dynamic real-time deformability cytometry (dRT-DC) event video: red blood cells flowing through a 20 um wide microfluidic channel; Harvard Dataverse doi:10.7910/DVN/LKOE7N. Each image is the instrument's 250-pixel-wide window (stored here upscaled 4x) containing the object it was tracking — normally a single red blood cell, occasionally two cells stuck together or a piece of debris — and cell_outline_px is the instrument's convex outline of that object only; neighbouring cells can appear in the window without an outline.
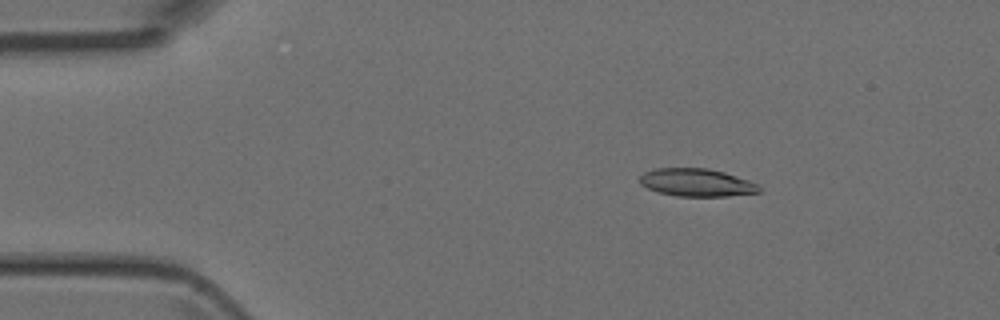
{"species": "Egyptian fruit bat (a non-hibernating species)", "species_latin": "Rousettus aegyptiacus", "temperature_condition": "room temperature", "stored_images_in_passage": 5, "camera_frame_rate_fps": 3000, "um_per_image_px": 0.085, "animal": {"sex": "female"}, "frame": {"image": 1, "passage_image": 3, "time_ms": 2.333, "image_size_px": [1000, 320], "cell_outline_px": [[760, 192], [728, 196], [676, 196], [660, 192], [648, 188], [640, 184], [640, 176], [644, 172], [656, 168], [708, 168], [724, 172], [748, 180], [756, 184], [760, 188]], "centroid_in_image_um": [59.2, 15.51], "position_along_channel_um": 25.8, "area_um2": 19.19}}
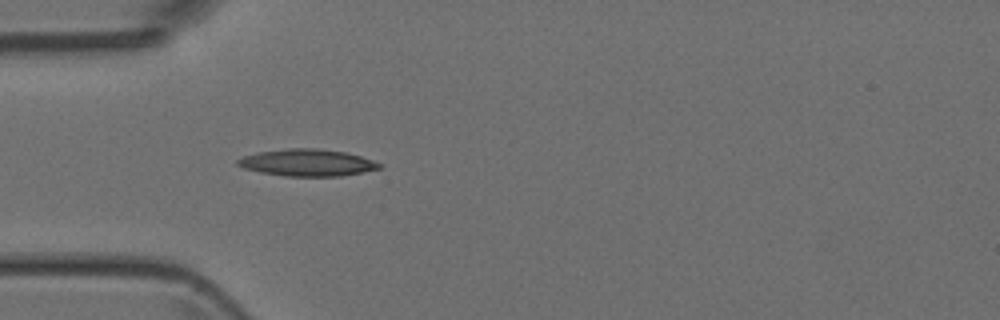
{"frame": {"image": 2, "passage_image": 5, "time_ms": 4.667, "image_size_px": [1000, 320], "cell_outline_px": [[380, 168], [340, 176], [284, 176], [260, 172], [244, 168], [236, 164], [236, 160], [244, 156], [260, 152], [288, 148], [316, 148], [344, 152], [360, 156], [372, 160], [380, 164]], "centroid_in_image_um": [26.07, 13.82], "position_along_channel_um": 58.9, "area_um2": 21.91}}